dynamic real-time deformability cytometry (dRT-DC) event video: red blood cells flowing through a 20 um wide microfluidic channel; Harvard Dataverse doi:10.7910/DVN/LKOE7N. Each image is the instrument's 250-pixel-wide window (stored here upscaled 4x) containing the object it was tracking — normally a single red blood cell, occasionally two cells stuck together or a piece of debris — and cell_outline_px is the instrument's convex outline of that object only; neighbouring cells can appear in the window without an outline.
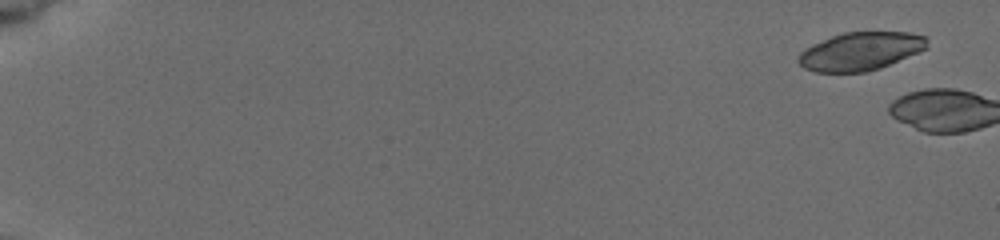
{"species": "common noctule bat (a hibernating species)", "species_latin": "Nyctalus noctula", "temperature_condition": "cold", "stored_images_in_passage": 2, "camera_frame_rate_fps": 3000, "um_per_image_px": 0.085, "animal": {"sex": "female", "body_mass_g": 19.5, "forearm_length_mm": 54.1}, "frame": {"image": 1, "passage_image": 1, "time_ms": 0.0, "image_size_px": [1000, 240], "cell_outline_px": [[928, 48], [880, 68], [864, 72], [816, 72], [804, 68], [796, 60], [800, 52], [804, 48], [812, 44], [832, 36], [844, 32], [908, 32], [928, 36]], "centroid_in_image_um": [73.15, 4.35], "position_along_channel_um": 11.9, "area_um2": 28.78}}